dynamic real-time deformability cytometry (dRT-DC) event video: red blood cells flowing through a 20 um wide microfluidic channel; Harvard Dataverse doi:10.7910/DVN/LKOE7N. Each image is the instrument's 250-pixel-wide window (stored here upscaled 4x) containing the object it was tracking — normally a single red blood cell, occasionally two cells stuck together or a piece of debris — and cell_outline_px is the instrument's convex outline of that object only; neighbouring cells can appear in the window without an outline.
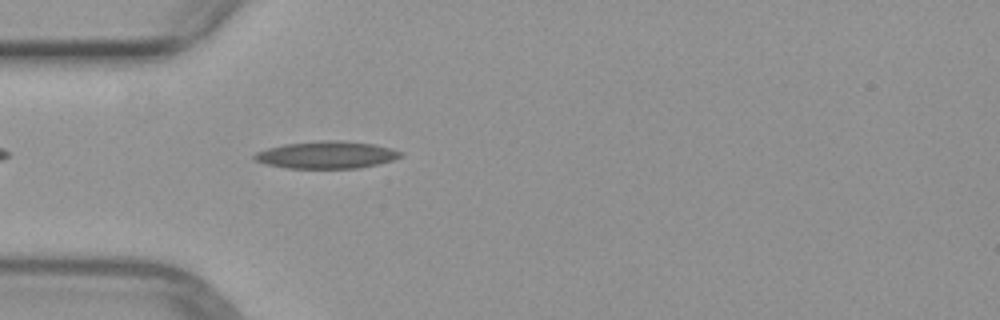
{"species": "common noctule bat (a hibernating species)", "species_latin": "Nyctalus noctula", "temperature_condition": "warm", "stored_images_in_passage": 39, "camera_frame_rate_fps": 3000, "um_per_image_px": 0.085, "animal": {"sex": "female", "body_mass_g": 29.2, "forearm_length_mm": 56.3}, "frame": {"image": 1, "passage_image": 4, "time_ms": 1.0, "image_size_px": [1000, 320], "cell_outline_px": [[404, 156], [392, 160], [360, 168], [288, 168], [264, 164], [256, 160], [252, 156], [256, 152], [268, 148], [284, 144], [324, 140], [336, 140], [372, 144], [404, 152]], "centroid_in_image_um": [27.75, 13.17], "position_along_channel_um": 57.3, "area_um2": 23.06}}
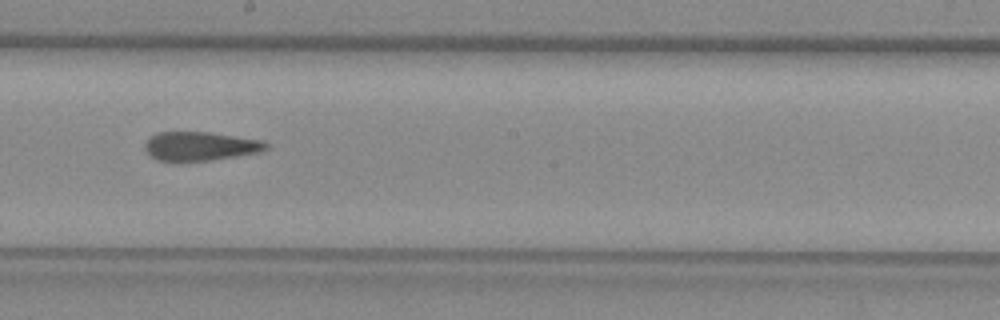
{"frame": {"image": 2, "passage_image": 17, "time_ms": 5.333, "image_size_px": [1000, 320], "cell_outline_px": [[268, 148], [260, 152], [236, 156], [208, 160], [176, 164], [156, 160], [144, 148], [144, 144], [156, 132], [208, 132], [264, 140], [268, 144]], "centroid_in_image_um": [16.99, 12.45], "position_along_channel_um": 231.2, "area_um2": 20.87}}
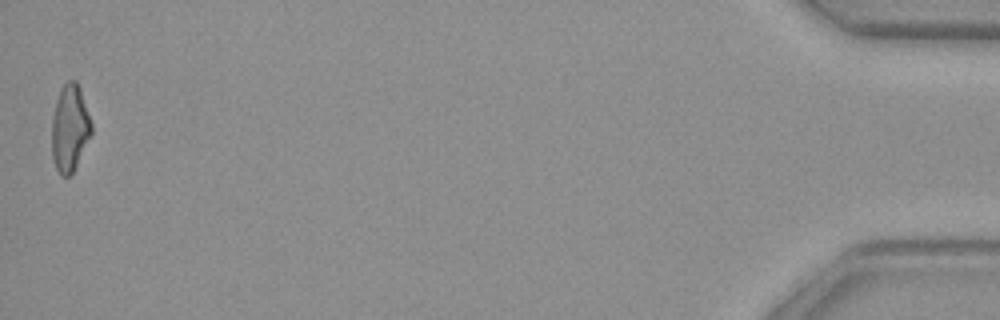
{"frame": {"image": 3, "passage_image": 39, "time_ms": 12.667, "image_size_px": [1000, 320], "cell_outline_px": [[92, 132], [72, 172], [68, 176], [60, 176], [56, 168], [52, 156], [52, 116], [56, 100], [60, 88], [68, 80], [76, 80], [80, 88], [92, 124]], "centroid_in_image_um": [5.92, 10.85], "position_along_channel_um": 429.3, "area_um2": 19.88}}